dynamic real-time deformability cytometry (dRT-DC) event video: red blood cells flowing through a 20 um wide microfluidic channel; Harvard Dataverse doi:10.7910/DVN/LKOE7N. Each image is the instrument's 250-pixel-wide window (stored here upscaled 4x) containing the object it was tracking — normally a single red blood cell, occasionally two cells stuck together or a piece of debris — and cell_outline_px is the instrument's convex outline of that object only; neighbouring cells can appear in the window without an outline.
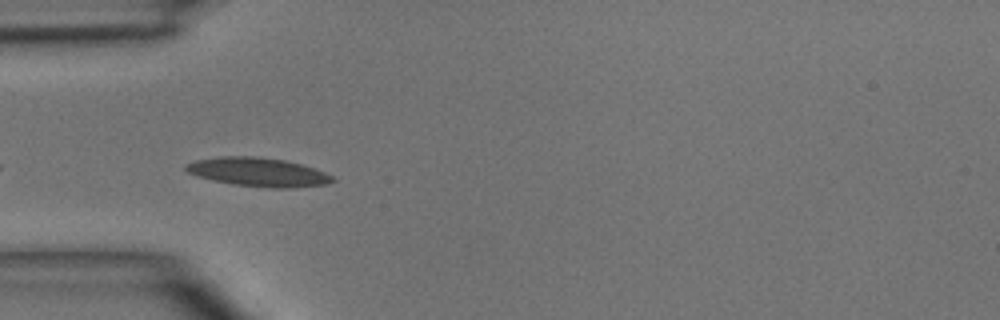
{"species": "common noctule bat (a hibernating species)", "species_latin": "Nyctalus noctula", "temperature_condition": "room temperature", "stored_images_in_passage": 4, "camera_frame_rate_fps": 3000, "um_per_image_px": 0.085, "animal": {"sex": "male", "body_mass_g": 15.6}, "frame": {"image": 1, "passage_image": 4, "time_ms": 3.667, "image_size_px": [1000, 320], "cell_outline_px": [[336, 180], [328, 184], [288, 188], [272, 188], [232, 184], [212, 180], [196, 176], [188, 172], [184, 168], [184, 164], [196, 160], [220, 156], [256, 156], [284, 160], [300, 164], [324, 172], [332, 176]], "centroid_in_image_um": [21.9, 14.62], "position_along_channel_um": 63.1, "area_um2": 24.57}}